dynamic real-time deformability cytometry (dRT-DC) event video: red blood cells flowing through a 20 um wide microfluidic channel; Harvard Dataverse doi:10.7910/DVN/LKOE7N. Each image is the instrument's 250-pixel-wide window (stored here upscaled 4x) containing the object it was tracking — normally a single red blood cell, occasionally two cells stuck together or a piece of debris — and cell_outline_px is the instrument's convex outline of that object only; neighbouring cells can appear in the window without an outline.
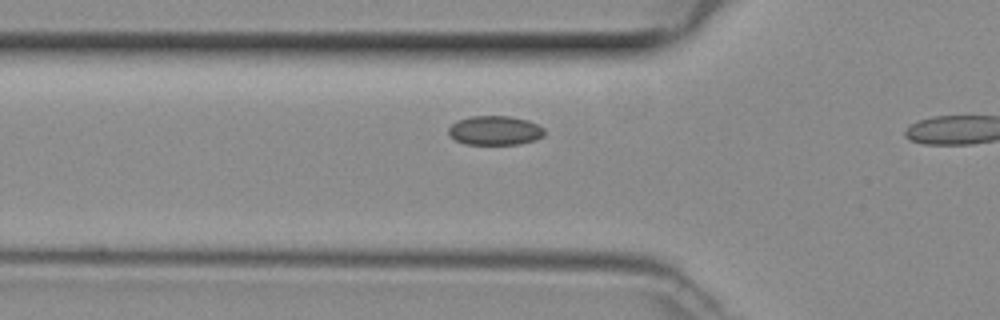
{"species": "common noctule bat (a hibernating species)", "species_latin": "Nyctalus noctula", "temperature_condition": "room temperature", "stored_images_in_passage": 8, "camera_frame_rate_fps": 3000, "um_per_image_px": 0.085, "animal": {"sex": "female", "body_mass_g": 29.2, "forearm_length_mm": 56.3}, "frame": {"image": 1, "passage_image": 7, "time_ms": 2.0, "image_size_px": [1000, 320], "cell_outline_px": [[544, 136], [536, 140], [520, 144], [464, 144], [448, 136], [448, 128], [456, 120], [472, 116], [508, 116], [528, 120], [544, 128]], "centroid_in_image_um": [42.05, 11.09], "position_along_channel_um": 83.7, "area_um2": 16.47}}